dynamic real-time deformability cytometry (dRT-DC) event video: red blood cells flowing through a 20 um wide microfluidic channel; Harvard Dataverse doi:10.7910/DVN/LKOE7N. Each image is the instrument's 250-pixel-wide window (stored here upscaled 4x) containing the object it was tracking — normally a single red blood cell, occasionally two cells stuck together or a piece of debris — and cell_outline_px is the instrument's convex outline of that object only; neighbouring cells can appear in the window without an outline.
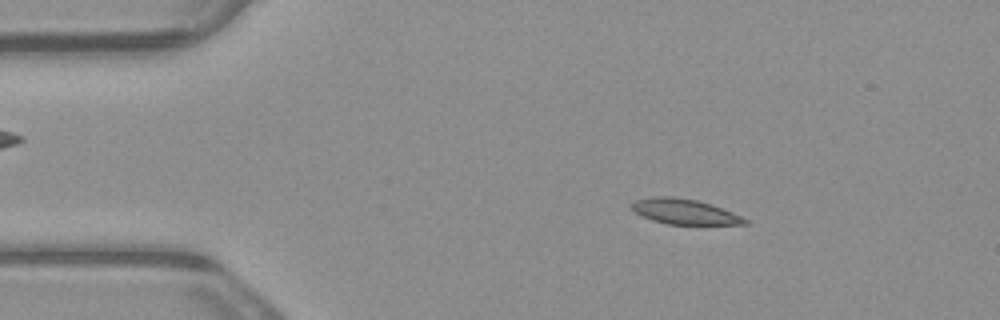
{"species": "common noctule bat (a hibernating species)", "species_latin": "Nyctalus noctula", "temperature_condition": "warm", "stored_images_in_passage": 5, "camera_frame_rate_fps": 3000, "um_per_image_px": 0.085, "animal": {"sex": "male", "body_mass_g": 23.1, "forearm_length_mm": 52.7}, "frame": {"image": 1, "passage_image": 2, "time_ms": 0.333, "image_size_px": [1000, 320], "cell_outline_px": [[748, 224], [668, 224], [652, 220], [636, 212], [628, 204], [636, 200], [652, 196], [672, 196], [696, 200], [712, 204], [732, 212], [748, 220]], "centroid_in_image_um": [58.16, 17.97], "position_along_channel_um": 26.8, "area_um2": 16.53}}
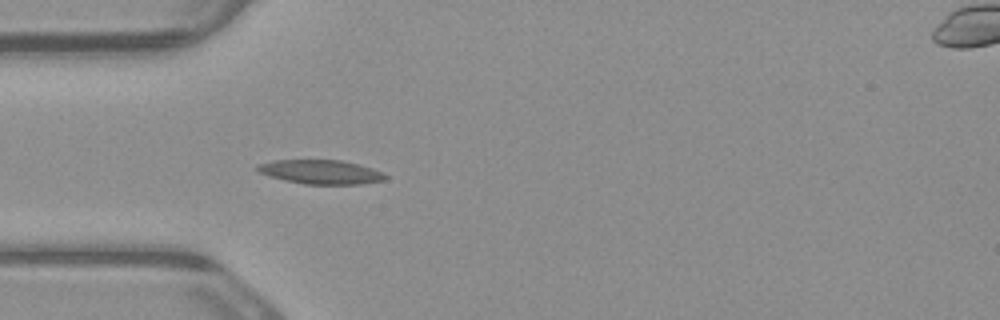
{"frame": {"image": 2, "passage_image": 4, "time_ms": 1.0, "image_size_px": [1000, 320], "cell_outline_px": [[388, 176], [384, 180], [360, 184], [304, 184], [284, 180], [268, 176], [260, 172], [256, 168], [256, 164], [272, 160], [340, 160], [360, 164], [384, 172]], "centroid_in_image_um": [27.27, 14.61], "position_along_channel_um": 57.7, "area_um2": 18.09}}